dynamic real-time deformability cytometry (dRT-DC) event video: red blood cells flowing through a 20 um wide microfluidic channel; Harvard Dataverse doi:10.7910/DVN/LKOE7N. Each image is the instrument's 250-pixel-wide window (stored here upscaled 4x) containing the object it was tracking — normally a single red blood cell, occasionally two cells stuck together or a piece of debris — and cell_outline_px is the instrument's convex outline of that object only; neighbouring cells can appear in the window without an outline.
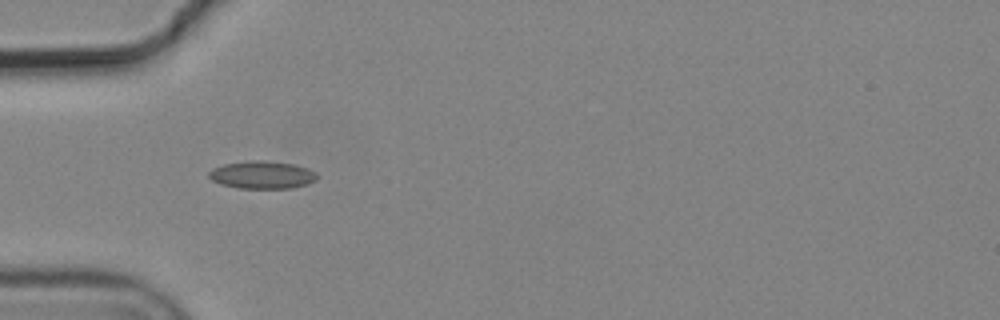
{"species": "common noctule bat (a hibernating species)", "species_latin": "Nyctalus noctula", "temperature_condition": "cold", "stored_images_in_passage": 3, "camera_frame_rate_fps": 3000, "um_per_image_px": 0.085, "animal": {"sex": "male", "body_mass_g": 19.2, "forearm_length_mm": 51.8}, "frame": {"image": 1, "passage_image": 2, "time_ms": 0.333, "image_size_px": [1000, 320], "cell_outline_px": [[320, 176], [316, 180], [308, 184], [292, 188], [236, 188], [220, 184], [212, 180], [208, 176], [208, 172], [212, 168], [224, 164], [252, 160], [264, 160], [292, 164], [308, 168], [316, 172]], "centroid_in_image_um": [22.29, 14.86], "position_along_channel_um": 62.7, "area_um2": 17.63}}
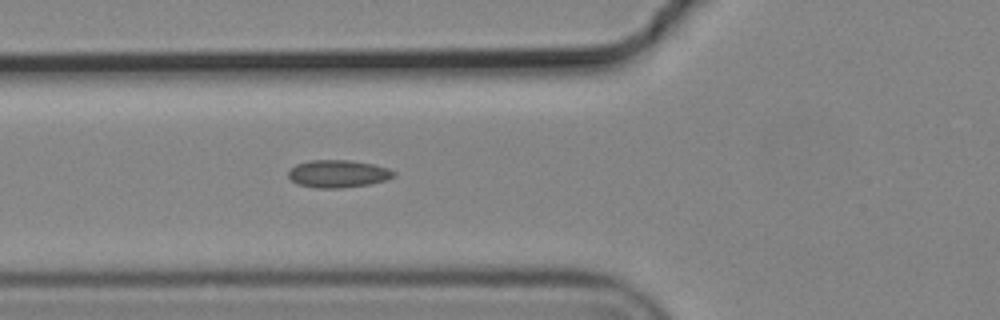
{"frame": {"image": 2, "passage_image": 3, "time_ms": 0.667, "image_size_px": [1000, 320], "cell_outline_px": [[396, 176], [384, 180], [368, 184], [340, 188], [316, 188], [296, 184], [288, 176], [288, 172], [296, 164], [308, 160], [348, 160], [372, 164], [388, 168], [396, 172]], "centroid_in_image_um": [28.71, 14.77], "position_along_channel_um": 97.1, "area_um2": 16.88}}